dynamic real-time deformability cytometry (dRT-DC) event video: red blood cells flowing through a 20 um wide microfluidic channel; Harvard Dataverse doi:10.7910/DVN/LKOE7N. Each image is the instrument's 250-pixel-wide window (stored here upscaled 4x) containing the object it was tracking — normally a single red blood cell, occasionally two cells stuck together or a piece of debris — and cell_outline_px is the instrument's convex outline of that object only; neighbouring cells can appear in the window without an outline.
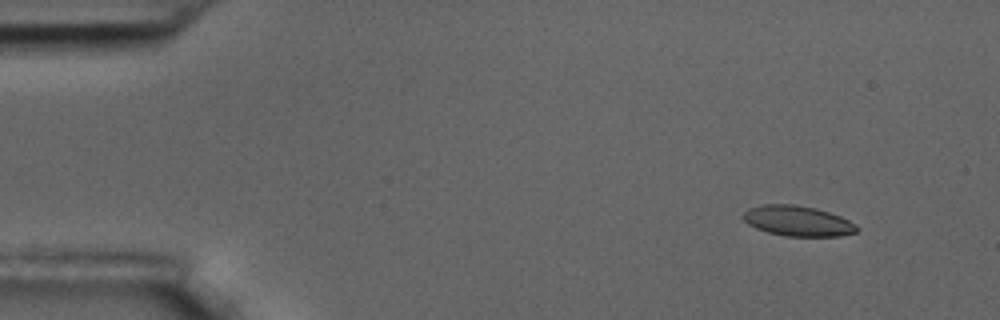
{"species": "common noctule bat (a hibernating species)", "species_latin": "Nyctalus noctula", "temperature_condition": "room temperature", "stored_images_in_passage": 5, "camera_frame_rate_fps": 3000, "um_per_image_px": 0.085, "animal": {"sex": "male", "body_mass_g": 17.5, "forearm_length_mm": 52.3}, "frame": {"image": 1, "passage_image": 5, "time_ms": 1.333, "image_size_px": [1000, 320], "cell_outline_px": [[860, 228], [856, 232], [840, 236], [784, 236], [768, 232], [756, 228], [748, 224], [744, 220], [744, 212], [748, 208], [760, 204], [796, 204], [816, 208], [840, 216], [856, 224]], "centroid_in_image_um": [67.81, 18.77], "position_along_channel_um": 17.2, "area_um2": 20.17}}